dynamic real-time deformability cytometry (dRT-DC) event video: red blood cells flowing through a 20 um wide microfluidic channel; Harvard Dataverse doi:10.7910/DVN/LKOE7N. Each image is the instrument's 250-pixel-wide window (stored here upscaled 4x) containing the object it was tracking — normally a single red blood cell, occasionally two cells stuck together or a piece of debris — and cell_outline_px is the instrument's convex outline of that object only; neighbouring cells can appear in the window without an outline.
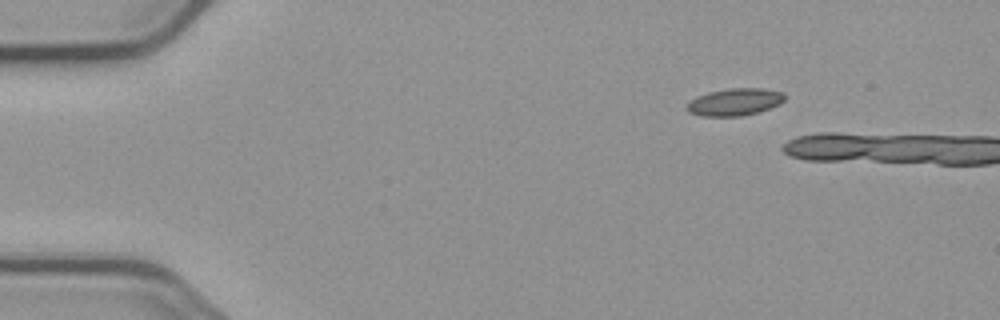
{"species": "common noctule bat (a hibernating species)", "species_latin": "Nyctalus noctula", "temperature_condition": "cold", "stored_images_in_passage": 2, "camera_frame_rate_fps": 3000, "um_per_image_px": 0.085, "animal": {"sex": "male", "body_mass_g": 23.1, "forearm_length_mm": 52.7}, "frame": {"image": 1, "passage_image": 1, "time_ms": 0.0, "image_size_px": [1000, 320], "cell_outline_px": [[784, 100], [780, 104], [756, 112], [740, 116], [704, 116], [688, 112], [684, 108], [684, 104], [696, 96], [708, 92], [728, 88], [760, 88], [784, 92]], "centroid_in_image_um": [62.38, 8.66], "position_along_channel_um": 22.6, "area_um2": 15.61}}